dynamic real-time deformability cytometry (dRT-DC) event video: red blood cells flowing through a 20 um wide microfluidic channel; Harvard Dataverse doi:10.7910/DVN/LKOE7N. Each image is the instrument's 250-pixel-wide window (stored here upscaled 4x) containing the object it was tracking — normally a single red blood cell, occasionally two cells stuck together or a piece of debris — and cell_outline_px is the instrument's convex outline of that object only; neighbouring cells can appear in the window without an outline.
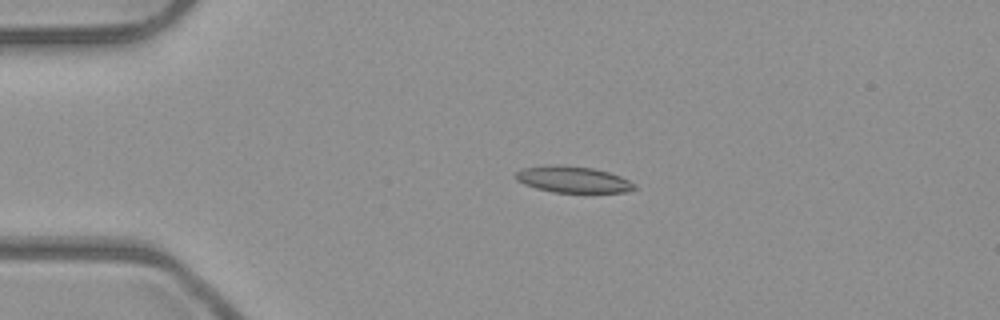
{"species": "common noctule bat (a hibernating species)", "species_latin": "Nyctalus noctula", "temperature_condition": "room temperature", "stored_images_in_passage": 4, "camera_frame_rate_fps": 3000, "um_per_image_px": 0.085, "animal": {"sex": "male", "body_mass_g": 23.1, "forearm_length_mm": 52.7}, "frame": {"image": 1, "passage_image": 3, "time_ms": 0.667, "image_size_px": [1000, 320], "cell_outline_px": [[636, 188], [624, 192], [552, 192], [536, 188], [524, 184], [516, 180], [516, 172], [520, 168], [552, 164], [556, 164], [592, 168], [608, 172], [620, 176], [636, 184]], "centroid_in_image_um": [48.66, 15.24], "position_along_channel_um": 36.3, "area_um2": 18.21}}